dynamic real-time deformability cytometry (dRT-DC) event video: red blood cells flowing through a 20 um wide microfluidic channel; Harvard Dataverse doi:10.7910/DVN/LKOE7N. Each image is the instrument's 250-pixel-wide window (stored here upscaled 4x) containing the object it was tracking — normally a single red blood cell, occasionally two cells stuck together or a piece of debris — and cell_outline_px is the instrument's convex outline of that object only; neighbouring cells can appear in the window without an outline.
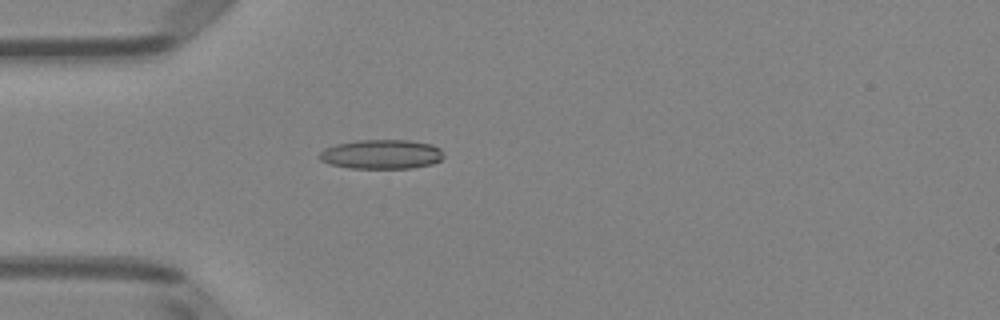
{"species": "Egyptian fruit bat (a non-hibernating species)", "species_latin": "Rousettus aegyptiacus", "temperature_condition": "room temperature", "stored_images_in_passage": 44, "camera_frame_rate_fps": 3000, "um_per_image_px": 0.085, "animal": {"sex": "female"}, "frame": {"image": 1, "passage_image": 8, "time_ms": 2.333, "image_size_px": [1000, 320], "cell_outline_px": [[444, 156], [440, 160], [432, 164], [412, 168], [348, 168], [328, 164], [320, 160], [320, 152], [324, 148], [336, 144], [356, 140], [408, 140], [432, 144], [440, 148], [444, 152]], "centroid_in_image_um": [32.43, 13.11], "position_along_channel_um": 52.6, "area_um2": 21.44}}
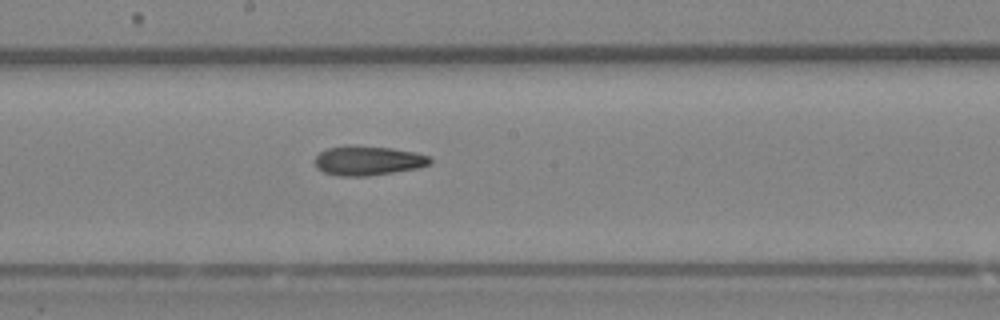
{"frame": {"image": 2, "passage_image": 21, "time_ms": 6.667, "image_size_px": [1000, 320], "cell_outline_px": [[432, 164], [420, 168], [368, 176], [340, 176], [324, 172], [316, 168], [316, 156], [320, 152], [328, 148], [348, 144], [352, 144], [392, 148], [416, 152], [432, 156]], "centroid_in_image_um": [31.34, 13.64], "position_along_channel_um": 216.9, "area_um2": 20.17}}
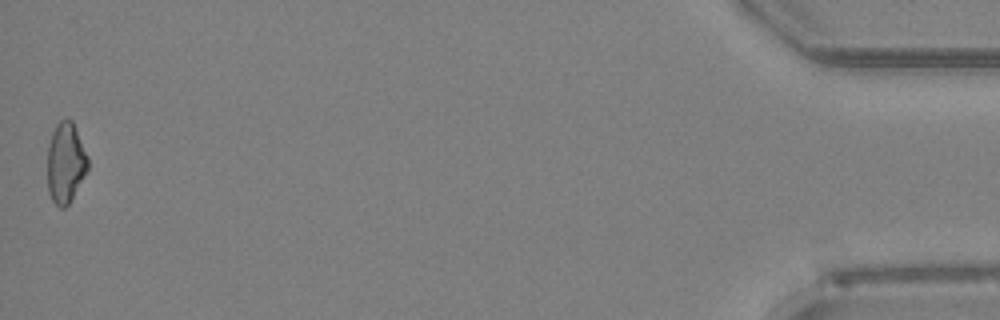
{"frame": {"image": 3, "passage_image": 44, "time_ms": 14.333, "image_size_px": [1000, 320], "cell_outline_px": [[88, 168], [84, 176], [68, 204], [64, 208], [60, 208], [52, 200], [48, 192], [48, 144], [52, 132], [56, 124], [60, 120], [68, 116], [72, 120], [88, 156]], "centroid_in_image_um": [5.57, 13.79], "position_along_channel_um": 429.6, "area_um2": 18.96}, "authors_computed_cell_mechanics": {"area_um2": 19.5075, "velocity_mm_per_s": 4.0015, "shape_relaxation_time_tau1_ms": null, "shape_relaxation_time_tau2_ms": 7.4956, "deformation_change_tau1": null, "deformation_change_tau2": 0.1927}}